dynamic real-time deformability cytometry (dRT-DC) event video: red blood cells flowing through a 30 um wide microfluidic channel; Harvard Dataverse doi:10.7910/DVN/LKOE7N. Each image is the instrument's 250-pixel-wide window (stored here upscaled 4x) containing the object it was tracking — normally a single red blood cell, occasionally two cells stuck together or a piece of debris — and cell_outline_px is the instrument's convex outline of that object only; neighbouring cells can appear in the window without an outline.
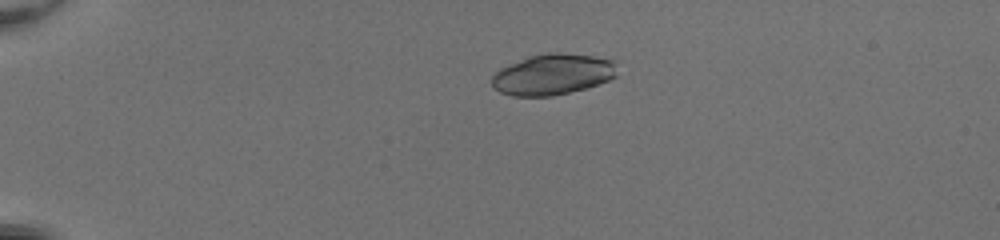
{"species": "common noctule bat (a hibernating species)", "species_latin": "Nyctalus noctula", "temperature_condition": "room temperature", "stored_images_in_passage": 41, "camera_frame_rate_fps": 3000, "um_per_image_px": 0.085, "animal": {"sex": "female", "body_mass_g": 20.0, "forearm_length_mm": 54.0}, "frame": {"image": 1, "passage_image": 2, "time_ms": 0.333, "image_size_px": [1000, 240], "cell_outline_px": [[620, 60], [616, 76], [608, 80], [584, 88], [552, 96], [512, 96], [500, 92], [492, 88], [492, 76], [500, 68], [528, 56], [548, 52], [556, 52], [592, 56]], "centroid_in_image_um": [47.01, 6.31], "position_along_channel_um": 38.0, "area_um2": 30.11}}